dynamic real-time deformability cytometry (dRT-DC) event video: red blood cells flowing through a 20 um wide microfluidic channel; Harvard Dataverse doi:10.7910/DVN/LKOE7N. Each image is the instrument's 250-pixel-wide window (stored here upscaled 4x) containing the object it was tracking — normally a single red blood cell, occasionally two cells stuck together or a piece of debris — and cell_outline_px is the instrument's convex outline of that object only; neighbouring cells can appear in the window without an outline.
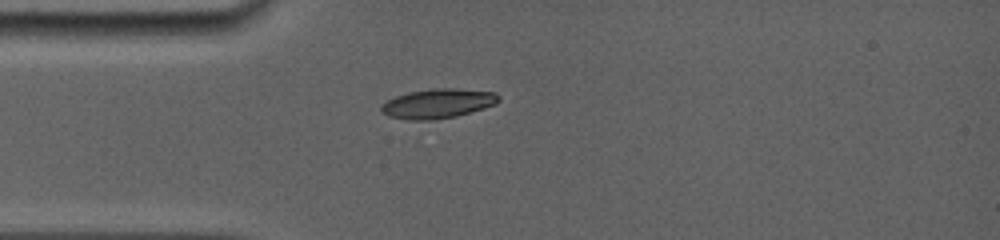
{"species": "common noctule bat (a hibernating species)", "species_latin": "Nyctalus noctula", "temperature_condition": "room temperature", "stored_images_in_passage": 29, "camera_frame_rate_fps": 5000, "um_per_image_px": 0.085, "animal": {"sex": "female", "body_mass_g": 19.0, "forearm_length_mm": 56.7}, "frame": {"image": 1, "passage_image": 1, "time_ms": 0.0, "image_size_px": [1000, 240], "cell_outline_px": [[500, 100], [496, 104], [456, 116], [432, 120], [408, 120], [388, 116], [380, 112], [380, 108], [388, 100], [396, 96], [408, 92], [436, 88], [456, 88], [496, 92], [500, 96]], "centroid_in_image_um": [37.23, 8.8], "position_along_channel_um": 47.8, "area_um2": 20.17}}
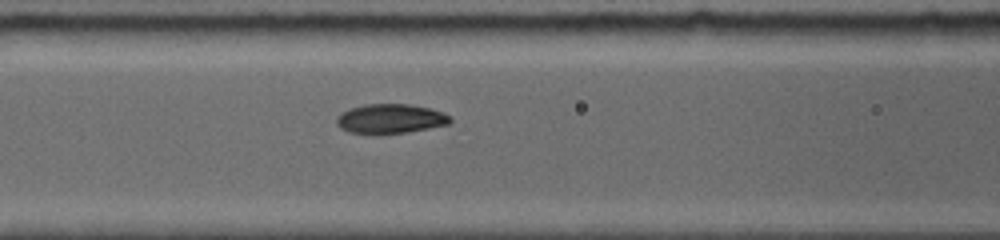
{"frame": {"image": 2, "passage_image": 13, "time_ms": 2.4, "image_size_px": [1000, 240], "cell_outline_px": [[452, 120], [448, 124], [408, 132], [380, 136], [348, 132], [340, 128], [336, 124], [336, 116], [348, 108], [364, 104], [408, 104], [432, 108], [444, 112], [452, 116]], "centroid_in_image_um": [33.16, 10.11], "position_along_channel_um": 133.4, "area_um2": 20.23}}
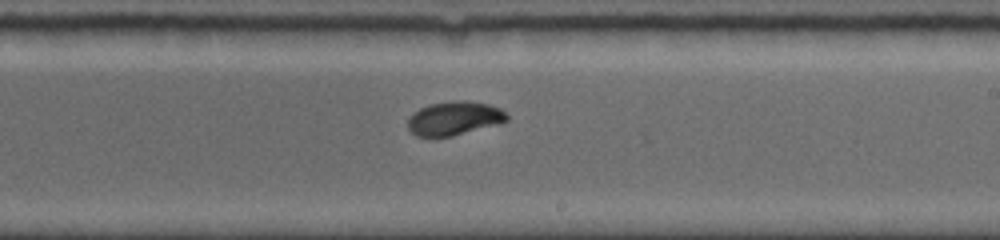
{"frame": {"image": 3, "passage_image": 28, "time_ms": 5.4, "image_size_px": [1000, 240], "cell_outline_px": [[508, 120], [500, 124], [452, 136], [416, 136], [408, 128], [408, 116], [420, 108], [428, 104], [456, 100], [464, 100], [488, 104], [500, 108], [508, 116]], "centroid_in_image_um": [38.61, 10.05], "position_along_channel_um": 250.4, "area_um2": 19.54}}